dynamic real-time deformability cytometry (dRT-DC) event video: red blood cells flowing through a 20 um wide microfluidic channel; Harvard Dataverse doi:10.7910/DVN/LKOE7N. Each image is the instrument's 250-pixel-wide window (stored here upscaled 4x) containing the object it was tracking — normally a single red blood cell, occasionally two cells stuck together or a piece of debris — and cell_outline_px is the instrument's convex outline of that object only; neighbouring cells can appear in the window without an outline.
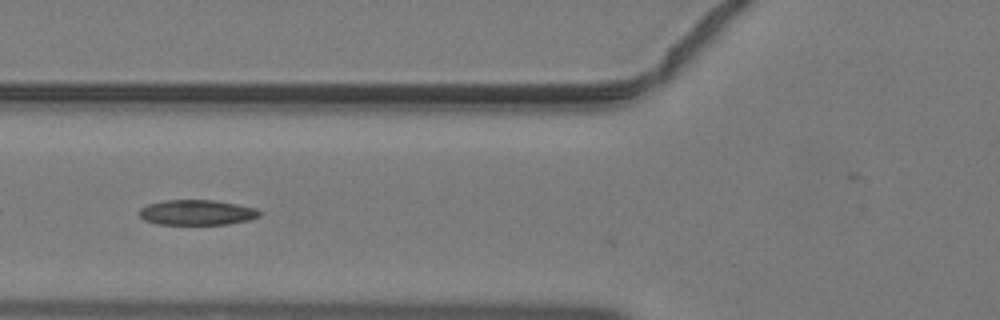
{"species": "common noctule bat (a hibernating species)", "species_latin": "Nyctalus noctula", "temperature_condition": "warm", "stored_images_in_passage": 10, "camera_frame_rate_fps": 3000, "um_per_image_px": 0.085, "animal": {"sex": "male", "body_mass_g": 19.2, "forearm_length_mm": 51.8}, "frame": {"image": 1, "passage_image": 8, "time_ms": 2.333, "image_size_px": [1000, 320], "cell_outline_px": [[260, 216], [248, 220], [228, 224], [160, 224], [144, 220], [136, 212], [140, 208], [148, 204], [164, 200], [212, 200], [236, 204], [256, 208], [260, 212]], "centroid_in_image_um": [16.7, 18.05], "position_along_channel_um": 109.1, "area_um2": 17.63}}